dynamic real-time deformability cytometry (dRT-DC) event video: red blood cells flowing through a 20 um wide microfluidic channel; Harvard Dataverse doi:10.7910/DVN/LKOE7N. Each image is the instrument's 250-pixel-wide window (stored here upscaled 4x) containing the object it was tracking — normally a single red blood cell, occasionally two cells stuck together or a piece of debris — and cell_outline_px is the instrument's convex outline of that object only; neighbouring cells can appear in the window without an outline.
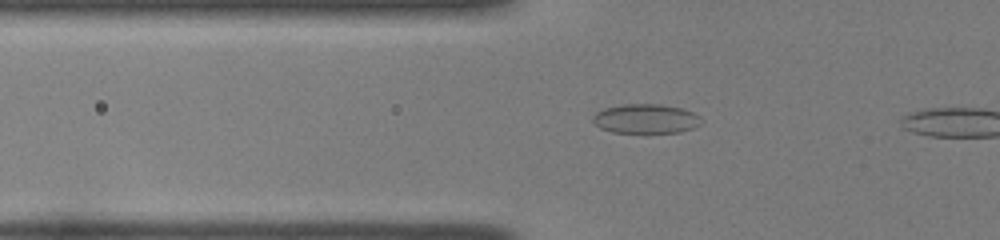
{"species": "common noctule bat (a hibernating species)", "species_latin": "Nyctalus noctula", "temperature_condition": "room temperature", "stored_images_in_passage": 39, "camera_frame_rate_fps": 3000, "um_per_image_px": 0.085, "animal": {"sex": "female", "body_mass_g": 22.0, "forearm_length_mm": 56.7}, "frame": {"image": 1, "passage_image": 11, "time_ms": 3.333, "image_size_px": [1000, 240], "cell_outline_px": [[700, 124], [692, 128], [680, 132], [612, 132], [600, 128], [592, 120], [592, 116], [596, 112], [604, 108], [624, 104], [660, 104], [680, 108], [692, 112], [700, 116]], "centroid_in_image_um": [54.86, 10.08], "position_along_channel_um": 70.9, "area_um2": 18.38}}
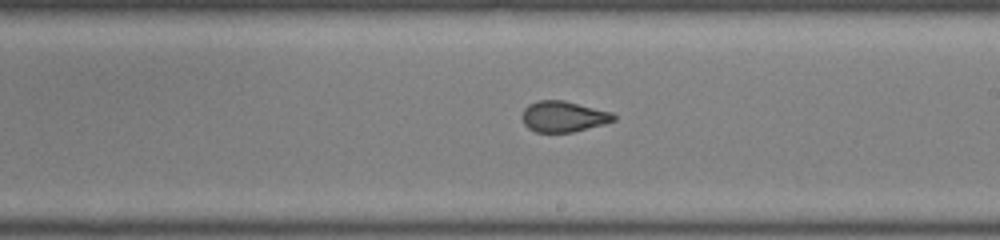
{"frame": {"image": 2, "passage_image": 24, "time_ms": 7.667, "image_size_px": [1000, 240], "cell_outline_px": [[616, 120], [604, 124], [572, 132], [536, 132], [528, 128], [524, 124], [520, 116], [524, 108], [528, 104], [540, 100], [564, 100], [612, 112], [616, 116]], "centroid_in_image_um": [47.87, 9.9], "position_along_channel_um": 241.1, "area_um2": 16.59}}
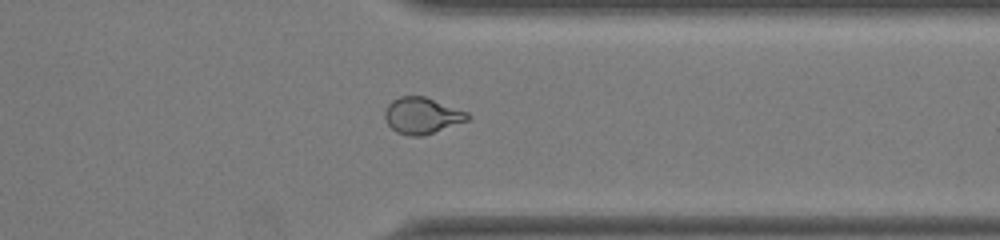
{"frame": {"image": 3, "passage_image": 34, "time_ms": 11.0, "image_size_px": [1000, 240], "cell_outline_px": [[472, 116], [468, 120], [424, 136], [408, 136], [396, 132], [388, 124], [384, 116], [384, 112], [388, 104], [392, 100], [400, 96], [424, 96], [468, 112]], "centroid_in_image_um": [35.87, 9.83], "position_along_channel_um": 375.5, "area_um2": 17.57}}